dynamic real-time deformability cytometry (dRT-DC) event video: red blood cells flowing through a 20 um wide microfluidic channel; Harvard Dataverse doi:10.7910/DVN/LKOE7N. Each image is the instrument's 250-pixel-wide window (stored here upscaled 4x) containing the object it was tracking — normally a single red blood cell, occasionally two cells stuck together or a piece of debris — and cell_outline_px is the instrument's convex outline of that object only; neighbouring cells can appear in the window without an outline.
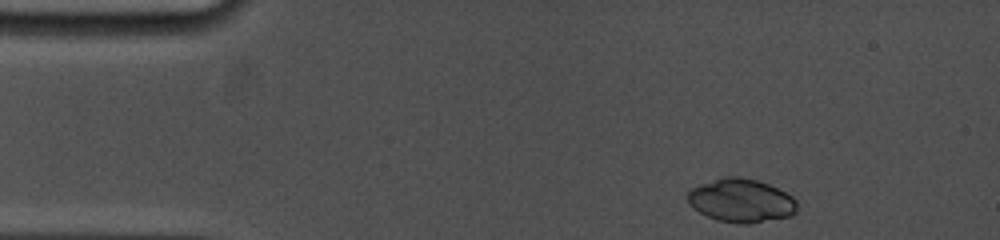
{"species": "common noctule bat (a hibernating species)", "species_latin": "Nyctalus noctula", "temperature_condition": "cold", "stored_images_in_passage": 36, "camera_frame_rate_fps": 5000, "um_per_image_px": 0.085, "animal": {"sex": "female", "body_mass_g": 19.0, "forearm_length_mm": 53.3}, "frame": {"image": 1, "passage_image": 1, "time_ms": 0.0, "image_size_px": [1000, 240], "cell_outline_px": [[796, 212], [792, 216], [748, 224], [736, 224], [716, 220], [692, 208], [688, 200], [688, 192], [692, 188], [700, 184], [724, 176], [736, 176], [756, 180], [768, 184], [792, 196], [796, 200]], "centroid_in_image_um": [62.99, 17.06], "position_along_channel_um": 22.0, "area_um2": 27.74}}
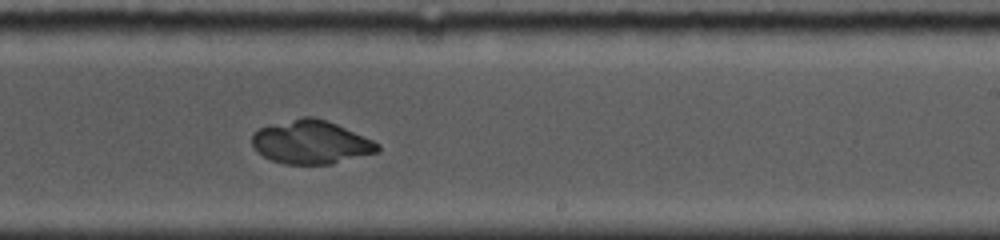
{"frame": {"image": 2, "passage_image": 24, "time_ms": 8.2, "image_size_px": [1000, 240], "cell_outline_px": [[380, 152], [332, 164], [284, 164], [272, 160], [264, 156], [252, 144], [252, 136], [260, 128], [304, 116], [312, 116], [328, 120], [372, 140], [380, 144]], "centroid_in_image_um": [26.49, 12.09], "position_along_channel_um": 262.5, "area_um2": 31.56}}